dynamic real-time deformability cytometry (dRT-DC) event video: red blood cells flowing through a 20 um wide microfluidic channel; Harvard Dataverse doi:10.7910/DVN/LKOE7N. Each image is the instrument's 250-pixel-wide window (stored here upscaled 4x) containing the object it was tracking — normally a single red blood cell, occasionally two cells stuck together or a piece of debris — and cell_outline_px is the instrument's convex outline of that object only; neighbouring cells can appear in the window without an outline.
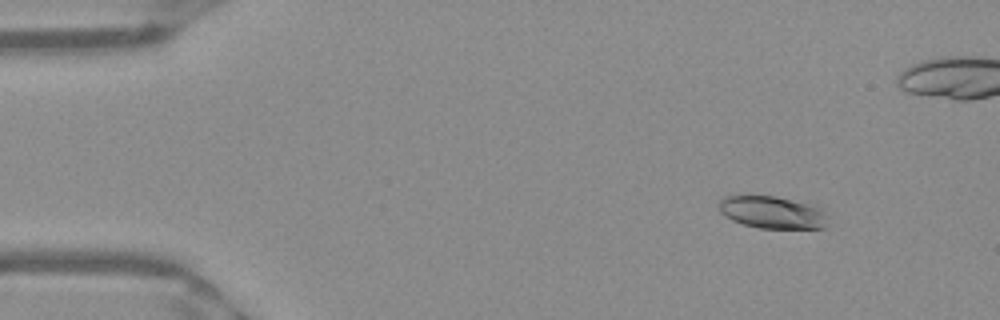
{"species": "Egyptian fruit bat (a non-hibernating species)", "species_latin": "Rousettus aegyptiacus", "temperature_condition": "warm", "stored_images_in_passage": 52, "camera_frame_rate_fps": 3000, "um_per_image_px": 0.085, "frame": {"image": 1, "passage_image": 6, "time_ms": 1.667, "image_size_px": [1000, 320], "cell_outline_px": [[824, 228], [760, 228], [744, 224], [732, 220], [724, 216], [720, 212], [720, 200], [724, 196], [776, 196], [808, 204], [820, 208], [824, 212]], "centroid_in_image_um": [65.58, 18.05], "position_along_channel_um": 19.4, "area_um2": 20.06}}
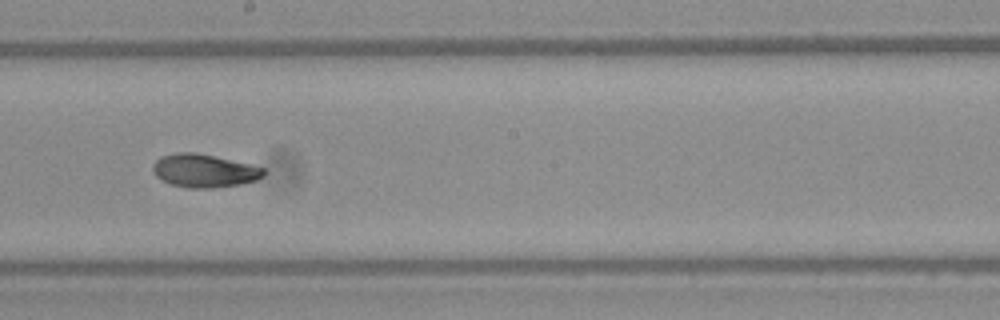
{"frame": {"image": 2, "passage_image": 29, "time_ms": 9.333, "image_size_px": [1000, 320], "cell_outline_px": [[264, 176], [256, 180], [240, 184], [212, 188], [188, 188], [172, 184], [160, 180], [152, 172], [152, 164], [160, 156], [176, 152], [196, 152], [248, 164], [264, 168]], "centroid_in_image_um": [17.29, 14.51], "position_along_channel_um": 230.9, "area_um2": 21.44}}
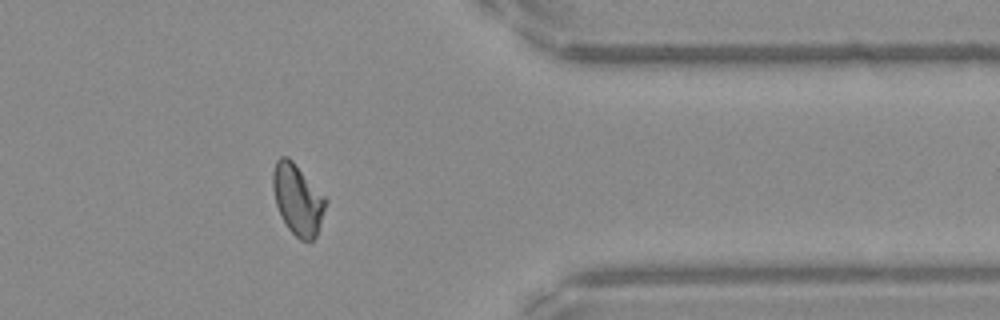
{"frame": {"image": 3, "passage_image": 42, "time_ms": 13.667, "image_size_px": [1000, 320], "cell_outline_px": [[328, 200], [316, 236], [312, 240], [300, 240], [288, 228], [276, 204], [272, 188], [272, 172], [276, 160], [280, 156], [288, 156], [292, 160]], "centroid_in_image_um": [25.29, 16.92], "position_along_channel_um": 386.1, "area_um2": 21.5}, "authors_computed_cell_mechanics": {"area_um2": 21.3282, "velocity_mm_per_s": 3.9464, "shape_relaxation_time_tau1_ms": 5.4908, "shape_relaxation_time_tau2_ms": 3.004, "deformation_change_tau1": 0.1595, "deformation_change_tau2": 0.0751}}